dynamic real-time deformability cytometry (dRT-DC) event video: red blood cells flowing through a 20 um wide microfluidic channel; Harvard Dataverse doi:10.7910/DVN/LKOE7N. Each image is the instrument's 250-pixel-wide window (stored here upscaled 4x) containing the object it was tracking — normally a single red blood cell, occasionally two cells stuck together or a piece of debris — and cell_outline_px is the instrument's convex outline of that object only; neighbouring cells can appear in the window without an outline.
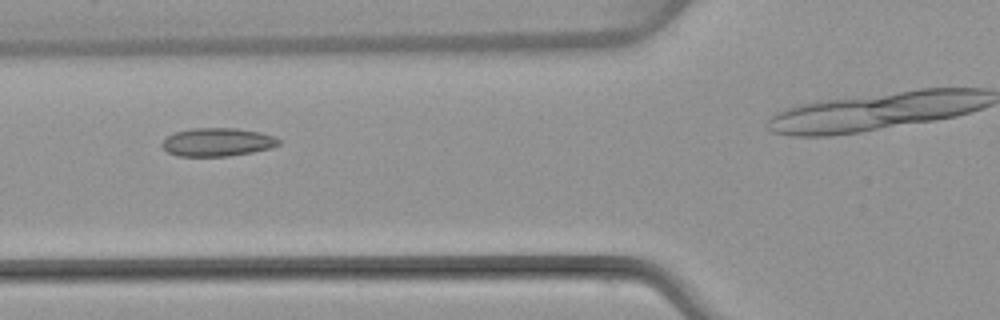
{"species": "common noctule bat (a hibernating species)", "species_latin": "Nyctalus noctula", "temperature_condition": "warm", "stored_images_in_passage": 5, "camera_frame_rate_fps": 3000, "um_per_image_px": 0.085, "animal": {"sex": "female", "body_mass_g": 22.7, "forearm_length_mm": 54.2}, "frame": {"image": 1, "passage_image": 3, "time_ms": 2.333, "image_size_px": [1000, 320], "cell_outline_px": [[280, 144], [272, 148], [252, 152], [228, 156], [176, 156], [168, 152], [160, 144], [168, 136], [176, 132], [192, 128], [236, 128], [260, 132], [276, 136], [280, 140]], "centroid_in_image_um": [18.51, 12.08], "position_along_channel_um": 107.3, "area_um2": 19.31}}